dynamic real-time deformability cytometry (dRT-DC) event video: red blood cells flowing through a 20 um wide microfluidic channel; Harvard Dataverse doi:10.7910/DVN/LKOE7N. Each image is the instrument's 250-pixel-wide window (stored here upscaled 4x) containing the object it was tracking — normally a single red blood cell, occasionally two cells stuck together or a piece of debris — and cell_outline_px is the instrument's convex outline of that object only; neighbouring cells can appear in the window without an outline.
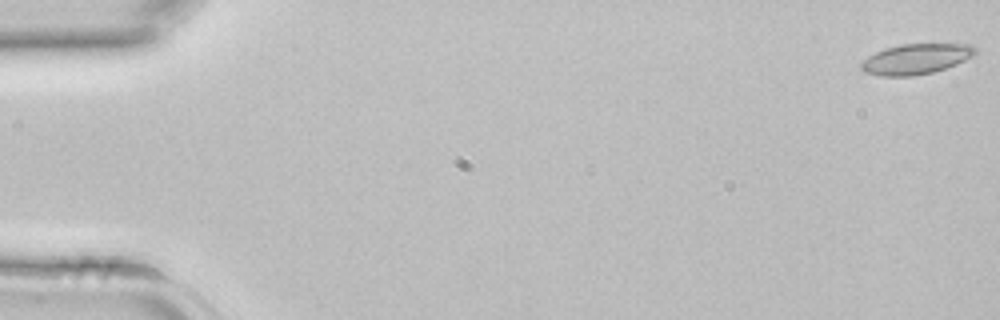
{"species": "common noctule bat (a hibernating species)", "species_latin": "Nyctalus noctula", "temperature_condition": "room temperature", "stored_images_in_passage": 44, "camera_frame_rate_fps": 3000, "um_per_image_px": 0.085, "animal": {"sex": "female", "body_mass_g": 22.7, "forearm_length_mm": 54.2}, "frame": {"image": 1, "passage_image": 1, "time_ms": 0.0, "image_size_px": [1000, 320], "cell_outline_px": [[976, 52], [972, 56], [956, 64], [932, 72], [912, 76], [880, 76], [864, 72], [860, 68], [860, 64], [868, 56], [884, 48], [900, 44], [972, 44], [976, 48]], "centroid_in_image_um": [77.83, 5.01], "position_along_channel_um": 7.2, "area_um2": 20.11}}
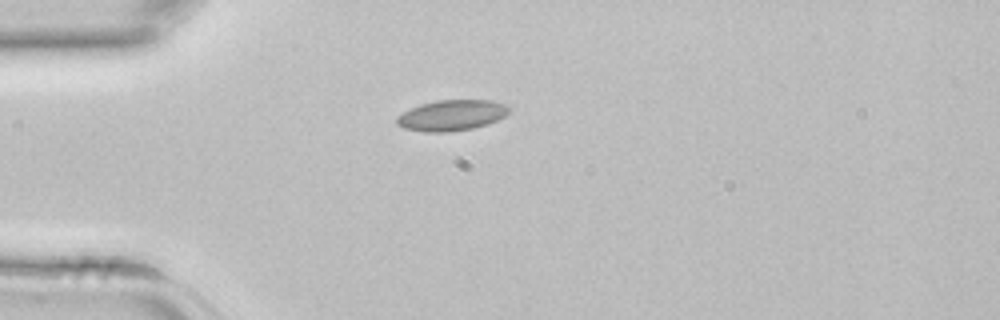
{"frame": {"image": 2, "passage_image": 12, "time_ms": 3.667, "image_size_px": [1000, 320], "cell_outline_px": [[508, 112], [504, 116], [488, 124], [472, 128], [448, 132], [424, 132], [404, 128], [396, 124], [396, 116], [420, 104], [436, 100], [492, 100], [508, 104]], "centroid_in_image_um": [38.38, 9.8], "position_along_channel_um": 46.6, "area_um2": 20.11}}
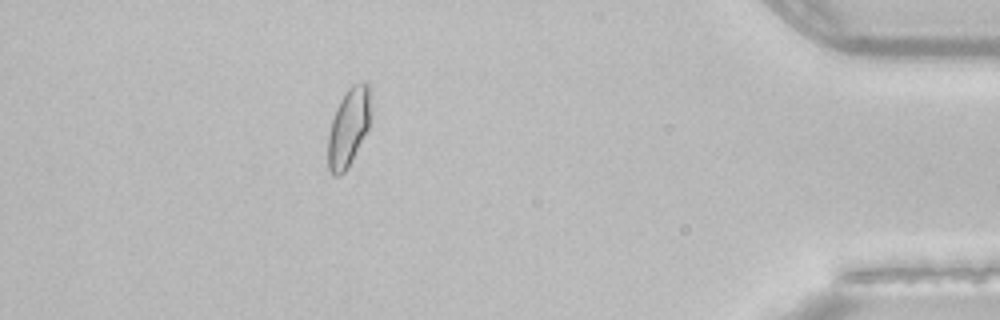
{"frame": {"image": 3, "passage_image": 39, "time_ms": 12.667, "image_size_px": [1000, 320], "cell_outline_px": [[372, 112], [368, 128], [348, 168], [340, 176], [332, 176], [328, 168], [328, 136], [332, 120], [336, 108], [344, 92], [352, 84], [368, 84], [372, 88]], "centroid_in_image_um": [29.66, 10.8], "position_along_channel_um": 405.5, "area_um2": 19.88}}